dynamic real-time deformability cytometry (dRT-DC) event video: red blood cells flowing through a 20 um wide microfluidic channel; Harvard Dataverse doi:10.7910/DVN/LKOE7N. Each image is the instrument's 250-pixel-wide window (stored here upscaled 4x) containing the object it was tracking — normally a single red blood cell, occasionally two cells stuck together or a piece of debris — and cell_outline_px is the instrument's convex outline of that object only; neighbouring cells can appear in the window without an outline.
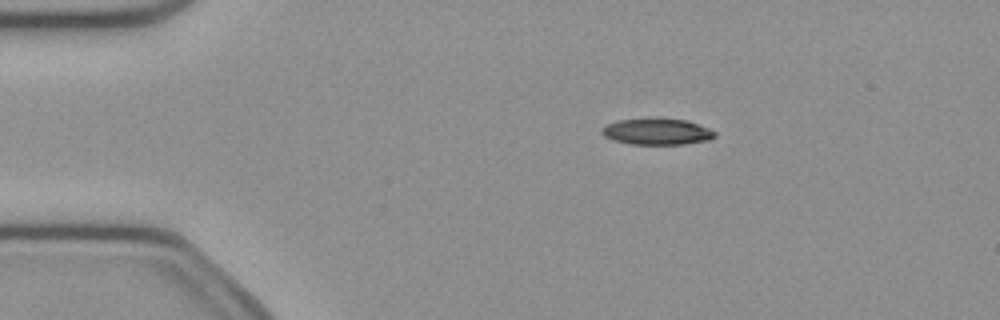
{"species": "common noctule bat (a hibernating species)", "species_latin": "Nyctalus noctula", "temperature_condition": "cold", "stored_images_in_passage": 3, "camera_frame_rate_fps": 3000, "um_per_image_px": 0.085, "animal": {"sex": "female", "body_mass_g": 21.9}, "frame": {"image": 1, "passage_image": 1, "time_ms": 0.0, "image_size_px": [1000, 320], "cell_outline_px": [[716, 136], [708, 140], [684, 144], [628, 144], [612, 140], [604, 136], [600, 132], [600, 128], [616, 120], [648, 116], [656, 116], [688, 120], [708, 128], [716, 132]], "centroid_in_image_um": [55.79, 11.14], "position_along_channel_um": 29.2, "area_um2": 18.09}}